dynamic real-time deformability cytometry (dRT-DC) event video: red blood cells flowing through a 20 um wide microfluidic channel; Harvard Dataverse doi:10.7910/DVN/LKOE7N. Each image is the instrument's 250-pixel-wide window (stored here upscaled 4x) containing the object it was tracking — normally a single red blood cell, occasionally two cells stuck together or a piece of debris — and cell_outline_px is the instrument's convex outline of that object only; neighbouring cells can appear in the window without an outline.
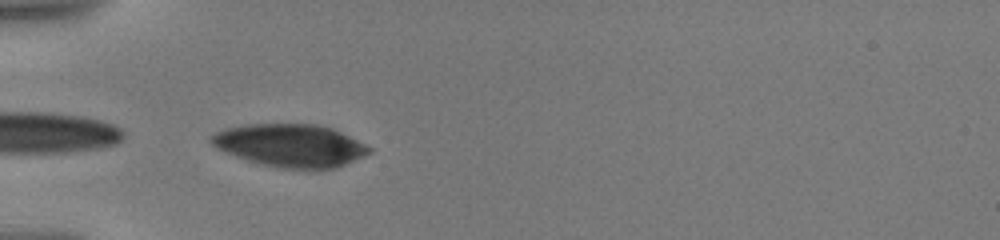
{"species": "human", "species_latin": "Homo sapiens", "temperature_condition": "warm", "stored_images_in_passage": 8, "camera_frame_rate_fps": 3000, "um_per_image_px": 0.085, "donor": {"sex": "male"}, "frame": {"image": 1, "passage_image": 1, "time_ms": 0.0, "image_size_px": [1000, 240], "cell_outline_px": [[372, 152], [364, 156], [336, 168], [308, 172], [276, 168], [248, 160], [236, 156], [216, 148], [212, 144], [212, 136], [216, 132], [228, 128], [248, 124], [316, 124], [332, 128], [372, 148]], "centroid_in_image_um": [24.73, 12.41], "position_along_channel_um": 60.3, "area_um2": 39.71}}
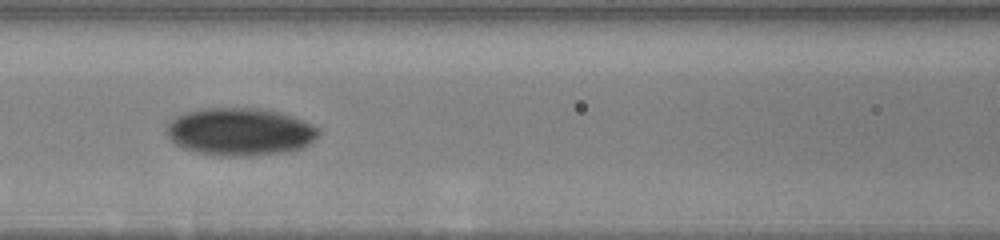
{"frame": {"image": 2, "passage_image": 6, "time_ms": 2.667, "image_size_px": [1000, 240], "cell_outline_px": [[320, 132], [304, 148], [288, 152], [248, 156], [220, 156], [196, 152], [184, 148], [176, 144], [164, 132], [172, 116], [184, 112], [208, 108], [268, 108], [292, 116], [320, 128]], "centroid_in_image_um": [20.38, 11.19], "position_along_channel_um": 146.2, "area_um2": 42.66}}
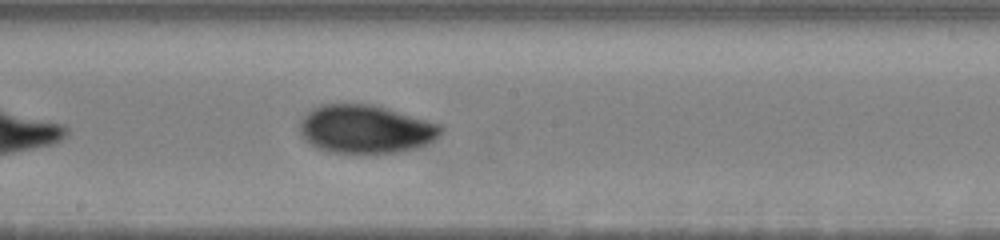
{"frame": {"image": 3, "passage_image": 8, "time_ms": 4.667, "image_size_px": [1000, 240], "cell_outline_px": [[444, 128], [440, 136], [436, 140], [428, 144], [416, 148], [400, 152], [328, 152], [316, 148], [304, 140], [300, 136], [300, 120], [312, 108], [324, 104], [372, 104], [440, 124]], "centroid_in_image_um": [31.07, 10.98], "position_along_channel_um": 217.1, "area_um2": 39.77}}